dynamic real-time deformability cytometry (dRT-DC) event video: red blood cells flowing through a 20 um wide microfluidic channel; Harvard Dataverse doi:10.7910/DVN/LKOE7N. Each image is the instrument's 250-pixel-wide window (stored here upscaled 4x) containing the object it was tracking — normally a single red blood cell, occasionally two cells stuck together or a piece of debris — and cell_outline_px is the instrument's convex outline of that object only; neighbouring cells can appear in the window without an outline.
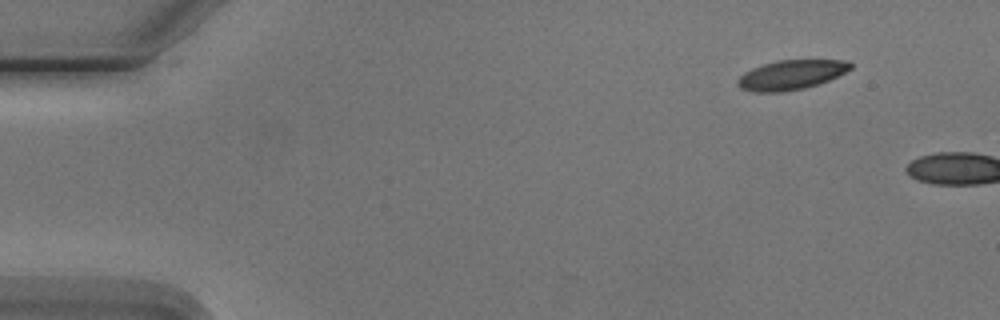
{"species": "Egyptian fruit bat (a non-hibernating species)", "species_latin": "Rousettus aegyptiacus", "temperature_condition": "cold", "stored_images_in_passage": 2, "camera_frame_rate_fps": 3000, "um_per_image_px": 0.085, "animal": {"sex": "male"}, "frame": {"image": 1, "passage_image": 1, "time_ms": 0.0, "image_size_px": [1000, 320], "cell_outline_px": [[852, 68], [828, 80], [804, 88], [784, 92], [752, 92], [740, 88], [736, 84], [736, 80], [744, 72], [752, 68], [764, 64], [780, 60], [848, 60], [852, 64]], "centroid_in_image_um": [67.2, 6.37], "position_along_channel_um": 17.8, "area_um2": 19.36}}